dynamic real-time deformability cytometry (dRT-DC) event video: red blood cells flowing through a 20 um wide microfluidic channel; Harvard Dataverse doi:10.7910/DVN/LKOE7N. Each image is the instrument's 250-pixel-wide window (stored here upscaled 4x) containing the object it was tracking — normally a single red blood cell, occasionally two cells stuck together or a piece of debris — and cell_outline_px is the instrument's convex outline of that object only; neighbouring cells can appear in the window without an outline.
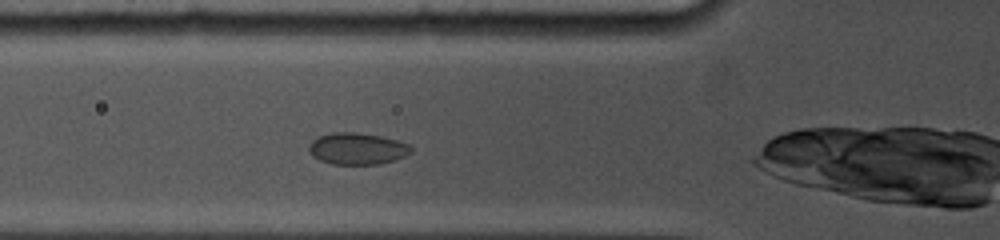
{"species": "common noctule bat (a hibernating species)", "species_latin": "Nyctalus noctula", "temperature_condition": "cold", "stored_images_in_passage": 53, "camera_frame_rate_fps": 5000, "um_per_image_px": 0.085, "animal": {"sex": "female", "body_mass_g": 19.0, "forearm_length_mm": 53.3}, "frame": {"image": 1, "passage_image": 9, "time_ms": 1.6, "image_size_px": [1000, 240], "cell_outline_px": [[412, 152], [396, 160], [380, 164], [332, 164], [320, 160], [312, 156], [308, 148], [308, 144], [312, 140], [320, 136], [332, 132], [356, 132], [380, 136], [396, 140], [408, 144], [412, 148]], "centroid_in_image_um": [30.35, 12.64], "position_along_channel_um": 95.4, "area_um2": 18.9}}
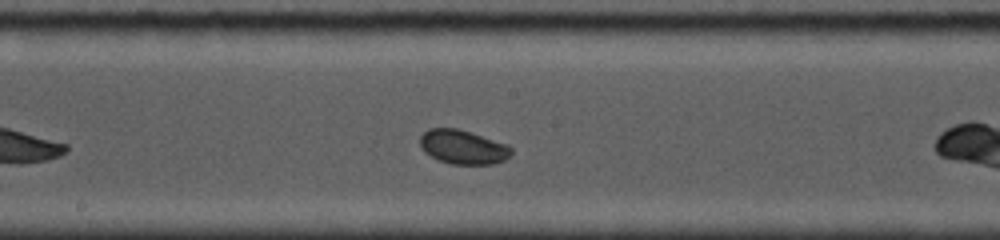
{"frame": {"image": 2, "passage_image": 24, "time_ms": 4.6, "image_size_px": [1000, 240], "cell_outline_px": [[512, 152], [504, 160], [492, 164], [452, 164], [440, 160], [424, 152], [420, 148], [420, 136], [428, 128], [456, 128], [508, 144], [512, 148]], "centroid_in_image_um": [39.34, 12.49], "position_along_channel_um": 208.9, "area_um2": 18.03}}
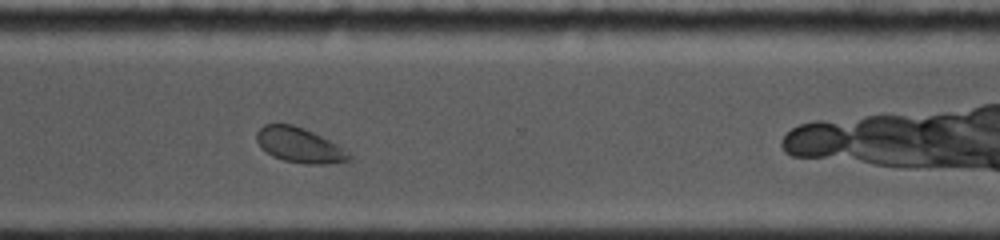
{"frame": {"image": 3, "passage_image": 43, "time_ms": 8.2, "image_size_px": [1000, 240], "cell_outline_px": [[352, 160], [324, 164], [308, 164], [284, 160], [272, 156], [260, 148], [256, 140], [256, 132], [264, 124], [292, 124], [304, 128], [336, 144], [348, 152]], "centroid_in_image_um": [25.4, 12.33], "position_along_channel_um": 345.2, "area_um2": 18.67}, "authors_computed_cell_mechanics": {"area_um2": 18.3804, "velocity_mm_per_s": 3.786, "shape_relaxation_time_tau1_ms": 6.5907, "shape_relaxation_time_tau2_ms": null, "deformation_change_tau1": 0.084, "deformation_change_tau2": null}}